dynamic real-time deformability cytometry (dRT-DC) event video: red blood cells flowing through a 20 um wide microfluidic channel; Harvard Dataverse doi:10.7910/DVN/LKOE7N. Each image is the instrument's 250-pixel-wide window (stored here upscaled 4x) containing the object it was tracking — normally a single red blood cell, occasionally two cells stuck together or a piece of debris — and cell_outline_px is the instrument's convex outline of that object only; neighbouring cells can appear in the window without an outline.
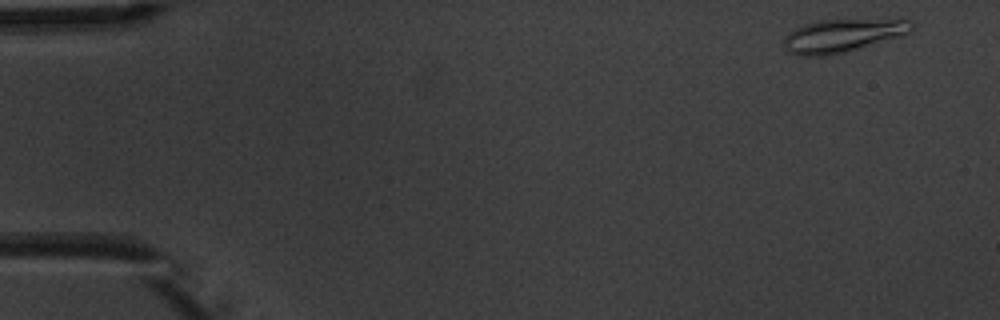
{"species": "common noctule bat (a hibernating species)", "species_latin": "Nyctalus noctula", "temperature_condition": "warm", "stored_images_in_passage": 5, "camera_frame_rate_fps": 3000, "um_per_image_px": 0.085, "animal": {"sex": "male", "body_mass_g": 20.1, "forearm_length_mm": 53.5}, "frame": {"image": 1, "passage_image": 1, "time_ms": 0.0, "image_size_px": [1000, 320], "cell_outline_px": [[912, 28], [908, 32], [896, 36], [844, 52], [828, 56], [796, 56], [788, 52], [784, 48], [784, 36], [788, 32], [804, 24], [820, 20], [900, 16], [912, 20]], "centroid_in_image_um": [71.63, 2.96], "position_along_channel_um": 13.4, "area_um2": 25.37}}